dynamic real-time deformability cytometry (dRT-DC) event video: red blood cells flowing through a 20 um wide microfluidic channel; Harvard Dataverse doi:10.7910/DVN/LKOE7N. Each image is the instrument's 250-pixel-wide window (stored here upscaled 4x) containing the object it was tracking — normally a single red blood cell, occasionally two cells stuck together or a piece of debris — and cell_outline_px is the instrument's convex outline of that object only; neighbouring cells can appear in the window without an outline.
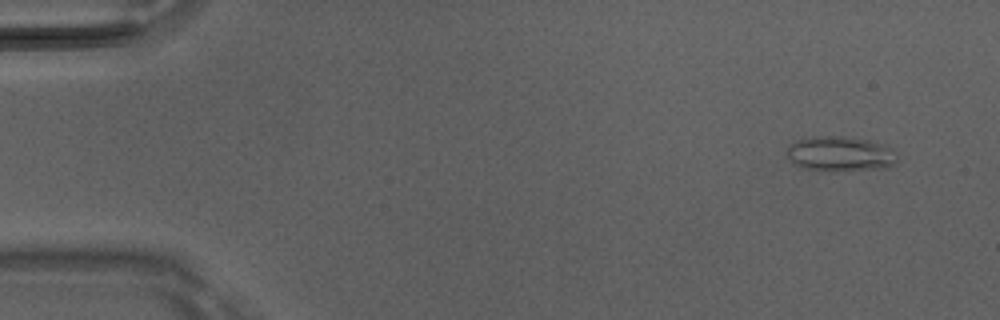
{"species": "Egyptian fruit bat (a non-hibernating species)", "species_latin": "Rousettus aegyptiacus", "temperature_condition": "room temperature", "stored_images_in_passage": 5, "camera_frame_rate_fps": 3000, "um_per_image_px": 0.085, "animal": {"sex": "male"}, "frame": {"image": 1, "passage_image": 1, "time_ms": 0.0, "image_size_px": [1000, 320], "cell_outline_px": [[896, 160], [888, 168], [800, 168], [784, 152], [788, 144], [812, 136], [844, 136], [868, 140], [884, 144], [892, 148]], "centroid_in_image_um": [71.38, 13.01], "position_along_channel_um": 13.6, "area_um2": 21.56}}